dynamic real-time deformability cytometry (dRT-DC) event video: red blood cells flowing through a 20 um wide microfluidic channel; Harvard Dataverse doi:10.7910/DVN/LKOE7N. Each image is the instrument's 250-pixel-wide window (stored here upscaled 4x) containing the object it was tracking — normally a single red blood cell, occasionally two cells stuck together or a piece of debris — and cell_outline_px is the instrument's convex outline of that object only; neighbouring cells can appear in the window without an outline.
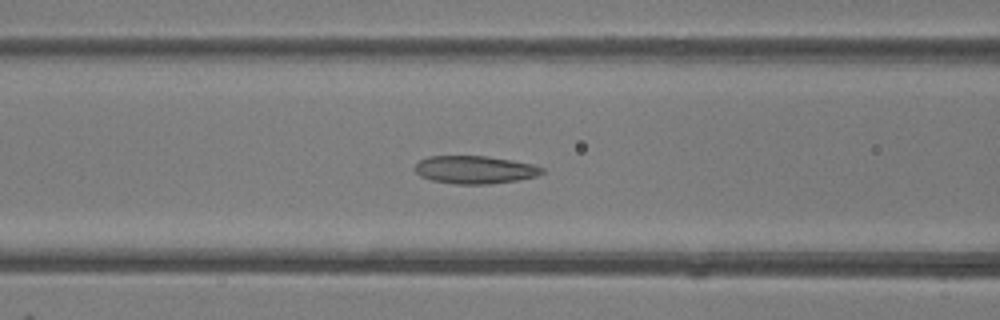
{"species": "common noctule bat (a hibernating species)", "species_latin": "Nyctalus noctula", "temperature_condition": "room temperature", "stored_images_in_passage": 48, "camera_frame_rate_fps": 3000, "um_per_image_px": 0.085, "animal": {"sex": "female"}, "frame": {"image": 1, "passage_image": 19, "time_ms": 6.0, "image_size_px": [1000, 320], "cell_outline_px": [[544, 172], [536, 176], [516, 180], [488, 184], [456, 184], [432, 180], [420, 176], [412, 168], [420, 160], [428, 156], [484, 156], [512, 160], [532, 164], [544, 168]], "centroid_in_image_um": [40.33, 14.42], "position_along_channel_um": 126.3, "area_um2": 20.58}}
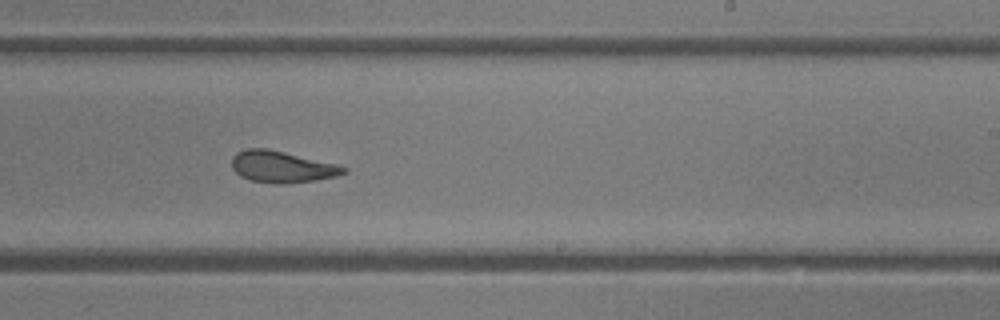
{"frame": {"image": 2, "passage_image": 29, "time_ms": 9.333, "image_size_px": [1000, 320], "cell_outline_px": [[348, 172], [336, 176], [288, 184], [272, 184], [252, 180], [240, 176], [232, 168], [232, 156], [236, 152], [248, 148], [264, 148], [284, 152], [336, 164], [348, 168]], "centroid_in_image_um": [23.94, 14.18], "position_along_channel_um": 265.1, "area_um2": 20.46}}
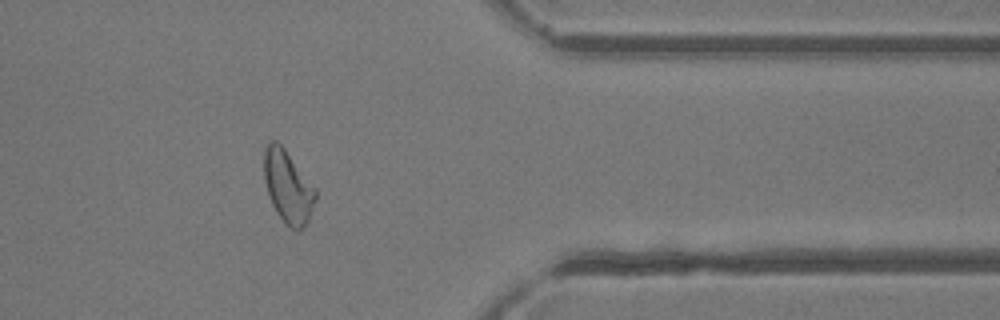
{"frame": {"image": 3, "passage_image": 39, "time_ms": 12.667, "image_size_px": [1000, 320], "cell_outline_px": [[316, 196], [308, 220], [300, 228], [292, 228], [276, 212], [268, 196], [264, 180], [264, 152], [268, 140], [276, 140], [284, 148], [316, 188]], "centroid_in_image_um": [24.44, 15.8], "position_along_channel_um": 387.0, "area_um2": 21.33}, "authors_computed_cell_mechanics": {"area_um2": 22.5709, "velocity_mm_per_s": 4.1671, "shape_relaxation_time_tau1_ms": null, "shape_relaxation_time_tau2_ms": 1.9702, "deformation_change_tau1": null, "deformation_change_tau2": 0.0939}}